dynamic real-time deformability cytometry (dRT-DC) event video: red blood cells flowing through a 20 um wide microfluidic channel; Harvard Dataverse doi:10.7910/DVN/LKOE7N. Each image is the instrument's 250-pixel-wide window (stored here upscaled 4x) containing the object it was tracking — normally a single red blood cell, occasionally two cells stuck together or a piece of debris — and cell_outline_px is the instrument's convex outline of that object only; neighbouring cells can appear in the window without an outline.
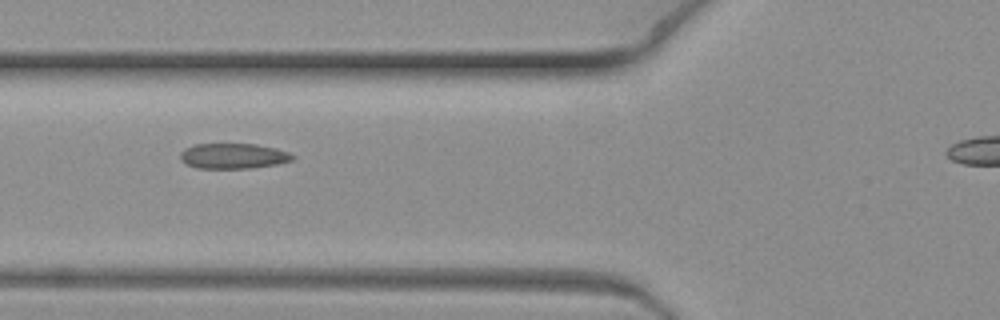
{"species": "common noctule bat (a hibernating species)", "species_latin": "Nyctalus noctula", "temperature_condition": "warm", "stored_images_in_passage": 7, "camera_frame_rate_fps": 3000, "um_per_image_px": 0.085, "animal": {"sex": "female", "body_mass_g": 19.3, "forearm_length_mm": 54.1}, "frame": {"image": 1, "passage_image": 6, "time_ms": 1.667, "image_size_px": [1000, 320], "cell_outline_px": [[296, 156], [292, 160], [276, 164], [252, 168], [196, 168], [180, 160], [180, 152], [184, 148], [196, 144], [256, 144], [276, 148], [288, 152]], "centroid_in_image_um": [19.82, 13.25], "position_along_channel_um": 106.0, "area_um2": 16.59}}
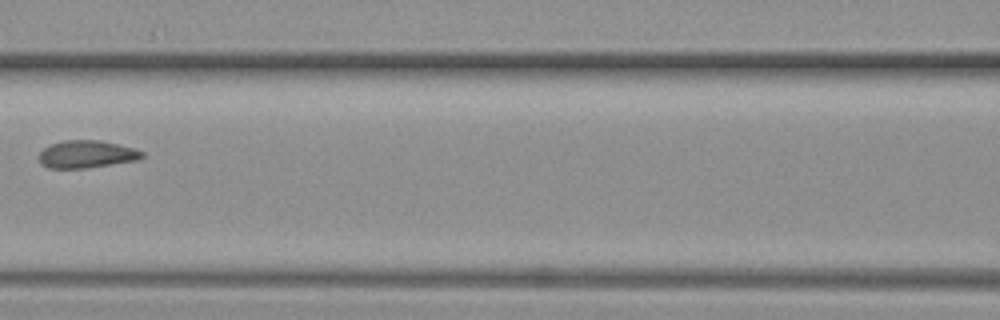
{"frame": {"image": 2, "passage_image": 7, "time_ms": 2.0, "image_size_px": [1000, 320], "cell_outline_px": [[144, 156], [140, 160], [84, 168], [48, 168], [40, 164], [36, 156], [44, 148], [52, 144], [64, 140], [100, 140], [132, 148], [144, 152]], "centroid_in_image_um": [7.32, 13.12], "position_along_channel_um": 159.3, "area_um2": 16.59}}